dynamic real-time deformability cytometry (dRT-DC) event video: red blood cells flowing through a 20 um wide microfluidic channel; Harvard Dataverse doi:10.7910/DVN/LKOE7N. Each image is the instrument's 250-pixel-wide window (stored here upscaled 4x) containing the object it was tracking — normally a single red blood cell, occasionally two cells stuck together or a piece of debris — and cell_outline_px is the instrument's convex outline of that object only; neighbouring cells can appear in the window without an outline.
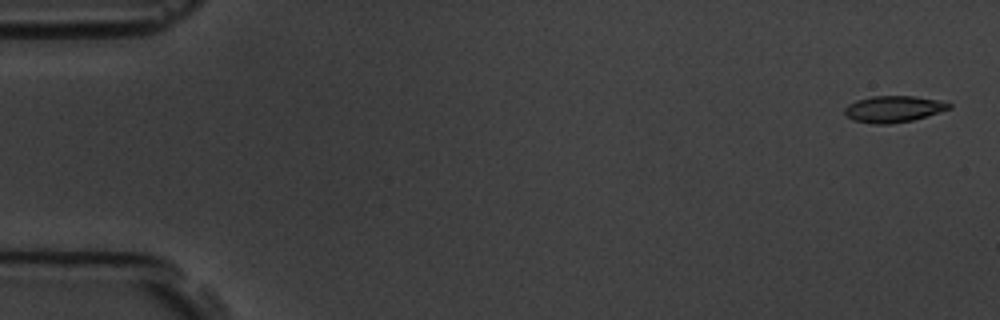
{"species": "common noctule bat (a hibernating species)", "species_latin": "Nyctalus noctula", "temperature_condition": "room temperature", "stored_images_in_passage": 6, "camera_frame_rate_fps": 3000, "um_per_image_px": 0.085, "animal": {"sex": "male", "body_mass_g": 19.5, "forearm_length_mm": 54.6}, "frame": {"image": 1, "passage_image": 1, "time_ms": 0.0, "image_size_px": [1000, 320], "cell_outline_px": [[952, 108], [928, 116], [912, 120], [888, 124], [872, 124], [852, 120], [844, 112], [844, 108], [848, 104], [856, 100], [872, 96], [916, 96], [940, 100], [952, 104]], "centroid_in_image_um": [75.96, 9.26], "position_along_channel_um": 9.0, "area_um2": 16.24}}